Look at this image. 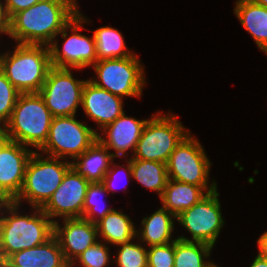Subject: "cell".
I'll use <instances>...</instances> for the list:
<instances>
[{
  "instance_id": "1",
  "label": "cell",
  "mask_w": 267,
  "mask_h": 267,
  "mask_svg": "<svg viewBox=\"0 0 267 267\" xmlns=\"http://www.w3.org/2000/svg\"><path fill=\"white\" fill-rule=\"evenodd\" d=\"M78 13L77 0H42L10 19L9 36L18 44L50 45L65 39L68 23Z\"/></svg>"
},
{
  "instance_id": "2",
  "label": "cell",
  "mask_w": 267,
  "mask_h": 267,
  "mask_svg": "<svg viewBox=\"0 0 267 267\" xmlns=\"http://www.w3.org/2000/svg\"><path fill=\"white\" fill-rule=\"evenodd\" d=\"M18 207L19 205L12 201L2 211L0 259L8 258L15 252L42 245L54 236V220H51L40 208H33L35 212L31 215H20ZM5 212L6 216H3Z\"/></svg>"
},
{
  "instance_id": "3",
  "label": "cell",
  "mask_w": 267,
  "mask_h": 267,
  "mask_svg": "<svg viewBox=\"0 0 267 267\" xmlns=\"http://www.w3.org/2000/svg\"><path fill=\"white\" fill-rule=\"evenodd\" d=\"M11 52L0 55V69L20 93H39L52 67L49 46L17 44Z\"/></svg>"
},
{
  "instance_id": "4",
  "label": "cell",
  "mask_w": 267,
  "mask_h": 267,
  "mask_svg": "<svg viewBox=\"0 0 267 267\" xmlns=\"http://www.w3.org/2000/svg\"><path fill=\"white\" fill-rule=\"evenodd\" d=\"M52 118L39 93H20L4 127L11 141L39 150L48 139Z\"/></svg>"
},
{
  "instance_id": "5",
  "label": "cell",
  "mask_w": 267,
  "mask_h": 267,
  "mask_svg": "<svg viewBox=\"0 0 267 267\" xmlns=\"http://www.w3.org/2000/svg\"><path fill=\"white\" fill-rule=\"evenodd\" d=\"M42 158L40 153L34 151L27 163L22 188L13 201L19 206L21 201L26 200L32 208L41 209L61 185L65 173L71 167V161H59V158L48 155Z\"/></svg>"
},
{
  "instance_id": "6",
  "label": "cell",
  "mask_w": 267,
  "mask_h": 267,
  "mask_svg": "<svg viewBox=\"0 0 267 267\" xmlns=\"http://www.w3.org/2000/svg\"><path fill=\"white\" fill-rule=\"evenodd\" d=\"M189 133L173 113L162 115L158 111L147 121L132 157L166 164L171 153Z\"/></svg>"
},
{
  "instance_id": "7",
  "label": "cell",
  "mask_w": 267,
  "mask_h": 267,
  "mask_svg": "<svg viewBox=\"0 0 267 267\" xmlns=\"http://www.w3.org/2000/svg\"><path fill=\"white\" fill-rule=\"evenodd\" d=\"M135 54L130 57L97 60L92 66L97 79L95 86L120 97H140L145 86L144 66Z\"/></svg>"
},
{
  "instance_id": "8",
  "label": "cell",
  "mask_w": 267,
  "mask_h": 267,
  "mask_svg": "<svg viewBox=\"0 0 267 267\" xmlns=\"http://www.w3.org/2000/svg\"><path fill=\"white\" fill-rule=\"evenodd\" d=\"M211 162L201 144L189 133L174 149L166 163L169 179L203 187L208 193L217 189L209 183Z\"/></svg>"
},
{
  "instance_id": "9",
  "label": "cell",
  "mask_w": 267,
  "mask_h": 267,
  "mask_svg": "<svg viewBox=\"0 0 267 267\" xmlns=\"http://www.w3.org/2000/svg\"><path fill=\"white\" fill-rule=\"evenodd\" d=\"M97 140V132L74 116L53 117L47 141L39 149L48 156L73 160Z\"/></svg>"
},
{
  "instance_id": "10",
  "label": "cell",
  "mask_w": 267,
  "mask_h": 267,
  "mask_svg": "<svg viewBox=\"0 0 267 267\" xmlns=\"http://www.w3.org/2000/svg\"><path fill=\"white\" fill-rule=\"evenodd\" d=\"M218 196L219 192L216 189L176 217V221L192 235V239L185 236H179L178 239L203 242L214 247L225 223Z\"/></svg>"
},
{
  "instance_id": "11",
  "label": "cell",
  "mask_w": 267,
  "mask_h": 267,
  "mask_svg": "<svg viewBox=\"0 0 267 267\" xmlns=\"http://www.w3.org/2000/svg\"><path fill=\"white\" fill-rule=\"evenodd\" d=\"M69 68L51 67L39 94L53 117L74 116L87 80L75 79Z\"/></svg>"
},
{
  "instance_id": "12",
  "label": "cell",
  "mask_w": 267,
  "mask_h": 267,
  "mask_svg": "<svg viewBox=\"0 0 267 267\" xmlns=\"http://www.w3.org/2000/svg\"><path fill=\"white\" fill-rule=\"evenodd\" d=\"M87 20L78 9L77 15L68 23V29L71 30L72 35L65 39L62 51L56 40L50 43L49 51L53 67L81 70L96 63L98 59L94 36L90 38L80 33L83 27L81 24Z\"/></svg>"
},
{
  "instance_id": "13",
  "label": "cell",
  "mask_w": 267,
  "mask_h": 267,
  "mask_svg": "<svg viewBox=\"0 0 267 267\" xmlns=\"http://www.w3.org/2000/svg\"><path fill=\"white\" fill-rule=\"evenodd\" d=\"M89 183L72 166L65 173L61 185L41 210L50 218H82Z\"/></svg>"
},
{
  "instance_id": "14",
  "label": "cell",
  "mask_w": 267,
  "mask_h": 267,
  "mask_svg": "<svg viewBox=\"0 0 267 267\" xmlns=\"http://www.w3.org/2000/svg\"><path fill=\"white\" fill-rule=\"evenodd\" d=\"M33 152L11 140L0 151V194L9 202L20 193L26 166Z\"/></svg>"
},
{
  "instance_id": "15",
  "label": "cell",
  "mask_w": 267,
  "mask_h": 267,
  "mask_svg": "<svg viewBox=\"0 0 267 267\" xmlns=\"http://www.w3.org/2000/svg\"><path fill=\"white\" fill-rule=\"evenodd\" d=\"M54 237L70 265L87 248L98 242L96 224L83 218H64L62 227L55 220Z\"/></svg>"
},
{
  "instance_id": "16",
  "label": "cell",
  "mask_w": 267,
  "mask_h": 267,
  "mask_svg": "<svg viewBox=\"0 0 267 267\" xmlns=\"http://www.w3.org/2000/svg\"><path fill=\"white\" fill-rule=\"evenodd\" d=\"M81 106L86 116L98 124L100 131L124 113L122 97L95 86L89 80L83 87Z\"/></svg>"
},
{
  "instance_id": "17",
  "label": "cell",
  "mask_w": 267,
  "mask_h": 267,
  "mask_svg": "<svg viewBox=\"0 0 267 267\" xmlns=\"http://www.w3.org/2000/svg\"><path fill=\"white\" fill-rule=\"evenodd\" d=\"M148 120H137L133 117L126 116L124 112L111 124L101 129L107 135V139L97 133V140L108 150L114 149L116 151L112 153L114 158L127 156L126 152L129 149H132L134 153Z\"/></svg>"
},
{
  "instance_id": "18",
  "label": "cell",
  "mask_w": 267,
  "mask_h": 267,
  "mask_svg": "<svg viewBox=\"0 0 267 267\" xmlns=\"http://www.w3.org/2000/svg\"><path fill=\"white\" fill-rule=\"evenodd\" d=\"M8 259L20 267H70L54 236L42 245L15 252Z\"/></svg>"
},
{
  "instance_id": "19",
  "label": "cell",
  "mask_w": 267,
  "mask_h": 267,
  "mask_svg": "<svg viewBox=\"0 0 267 267\" xmlns=\"http://www.w3.org/2000/svg\"><path fill=\"white\" fill-rule=\"evenodd\" d=\"M112 152L96 140L85 152L71 162L72 168L88 182H102L111 163Z\"/></svg>"
},
{
  "instance_id": "20",
  "label": "cell",
  "mask_w": 267,
  "mask_h": 267,
  "mask_svg": "<svg viewBox=\"0 0 267 267\" xmlns=\"http://www.w3.org/2000/svg\"><path fill=\"white\" fill-rule=\"evenodd\" d=\"M205 191L203 187L169 179L160 200L163 208L178 217L204 198L208 194Z\"/></svg>"
},
{
  "instance_id": "21",
  "label": "cell",
  "mask_w": 267,
  "mask_h": 267,
  "mask_svg": "<svg viewBox=\"0 0 267 267\" xmlns=\"http://www.w3.org/2000/svg\"><path fill=\"white\" fill-rule=\"evenodd\" d=\"M234 14L255 40L258 48L267 54V8L250 0H237Z\"/></svg>"
},
{
  "instance_id": "22",
  "label": "cell",
  "mask_w": 267,
  "mask_h": 267,
  "mask_svg": "<svg viewBox=\"0 0 267 267\" xmlns=\"http://www.w3.org/2000/svg\"><path fill=\"white\" fill-rule=\"evenodd\" d=\"M173 219L176 217L171 212L163 207L159 208L152 215L142 219V227L136 230V237L141 238V244L148 247L171 243L177 239H171L174 230Z\"/></svg>"
},
{
  "instance_id": "23",
  "label": "cell",
  "mask_w": 267,
  "mask_h": 267,
  "mask_svg": "<svg viewBox=\"0 0 267 267\" xmlns=\"http://www.w3.org/2000/svg\"><path fill=\"white\" fill-rule=\"evenodd\" d=\"M126 176L132 177L142 186L156 191L161 198L169 180L166 164L157 161L127 159Z\"/></svg>"
},
{
  "instance_id": "24",
  "label": "cell",
  "mask_w": 267,
  "mask_h": 267,
  "mask_svg": "<svg viewBox=\"0 0 267 267\" xmlns=\"http://www.w3.org/2000/svg\"><path fill=\"white\" fill-rule=\"evenodd\" d=\"M122 212L113 209L96 223L98 235L105 243L120 246L137 238L133 221Z\"/></svg>"
},
{
  "instance_id": "25",
  "label": "cell",
  "mask_w": 267,
  "mask_h": 267,
  "mask_svg": "<svg viewBox=\"0 0 267 267\" xmlns=\"http://www.w3.org/2000/svg\"><path fill=\"white\" fill-rule=\"evenodd\" d=\"M93 32L98 60L125 58L134 54L127 50L124 38L118 29L102 26Z\"/></svg>"
},
{
  "instance_id": "26",
  "label": "cell",
  "mask_w": 267,
  "mask_h": 267,
  "mask_svg": "<svg viewBox=\"0 0 267 267\" xmlns=\"http://www.w3.org/2000/svg\"><path fill=\"white\" fill-rule=\"evenodd\" d=\"M212 246L203 242L174 241V267H210L213 262L204 261L212 252Z\"/></svg>"
},
{
  "instance_id": "27",
  "label": "cell",
  "mask_w": 267,
  "mask_h": 267,
  "mask_svg": "<svg viewBox=\"0 0 267 267\" xmlns=\"http://www.w3.org/2000/svg\"><path fill=\"white\" fill-rule=\"evenodd\" d=\"M105 193L108 192L102 182L89 183L83 206V219L88 220L93 224H96L98 221L103 219L108 213L113 210V208H110L109 206L107 208L104 206V208H102L100 206L102 204V200H98L100 197H102V194Z\"/></svg>"
},
{
  "instance_id": "28",
  "label": "cell",
  "mask_w": 267,
  "mask_h": 267,
  "mask_svg": "<svg viewBox=\"0 0 267 267\" xmlns=\"http://www.w3.org/2000/svg\"><path fill=\"white\" fill-rule=\"evenodd\" d=\"M131 241L118 246L120 249L114 258L115 263L118 267H148L147 249Z\"/></svg>"
},
{
  "instance_id": "29",
  "label": "cell",
  "mask_w": 267,
  "mask_h": 267,
  "mask_svg": "<svg viewBox=\"0 0 267 267\" xmlns=\"http://www.w3.org/2000/svg\"><path fill=\"white\" fill-rule=\"evenodd\" d=\"M19 94L0 69V125L4 126L9 121Z\"/></svg>"
},
{
  "instance_id": "30",
  "label": "cell",
  "mask_w": 267,
  "mask_h": 267,
  "mask_svg": "<svg viewBox=\"0 0 267 267\" xmlns=\"http://www.w3.org/2000/svg\"><path fill=\"white\" fill-rule=\"evenodd\" d=\"M98 240L97 243L87 248L83 253H81L75 261L70 265V267L75 266L76 262L81 265V267H107L110 263L109 247L101 243Z\"/></svg>"
},
{
  "instance_id": "31",
  "label": "cell",
  "mask_w": 267,
  "mask_h": 267,
  "mask_svg": "<svg viewBox=\"0 0 267 267\" xmlns=\"http://www.w3.org/2000/svg\"><path fill=\"white\" fill-rule=\"evenodd\" d=\"M148 267H174V241L147 249Z\"/></svg>"
},
{
  "instance_id": "32",
  "label": "cell",
  "mask_w": 267,
  "mask_h": 267,
  "mask_svg": "<svg viewBox=\"0 0 267 267\" xmlns=\"http://www.w3.org/2000/svg\"><path fill=\"white\" fill-rule=\"evenodd\" d=\"M42 0H5V7L10 19L18 12L26 10Z\"/></svg>"
},
{
  "instance_id": "33",
  "label": "cell",
  "mask_w": 267,
  "mask_h": 267,
  "mask_svg": "<svg viewBox=\"0 0 267 267\" xmlns=\"http://www.w3.org/2000/svg\"><path fill=\"white\" fill-rule=\"evenodd\" d=\"M114 167H113V166ZM118 166H120V168L122 167V169L123 168H125L124 166H122V165H117L116 166V163L115 164H113V162L111 163V166H110V169L107 171V173H106V175H105V177L103 178V181H102V183L104 184V186H105V188H106V190H107V192H111L112 191V193H114V189L116 188V185L114 186L113 184H114V180L117 178V176L119 177V171L120 170H118L116 167H118ZM123 171V170H122ZM125 174V173H124ZM118 179V178H117Z\"/></svg>"
},
{
  "instance_id": "34",
  "label": "cell",
  "mask_w": 267,
  "mask_h": 267,
  "mask_svg": "<svg viewBox=\"0 0 267 267\" xmlns=\"http://www.w3.org/2000/svg\"><path fill=\"white\" fill-rule=\"evenodd\" d=\"M10 30V17L8 16L5 3L0 1V34H9Z\"/></svg>"
},
{
  "instance_id": "35",
  "label": "cell",
  "mask_w": 267,
  "mask_h": 267,
  "mask_svg": "<svg viewBox=\"0 0 267 267\" xmlns=\"http://www.w3.org/2000/svg\"><path fill=\"white\" fill-rule=\"evenodd\" d=\"M258 243V255L267 260V231L264 232L257 240Z\"/></svg>"
},
{
  "instance_id": "36",
  "label": "cell",
  "mask_w": 267,
  "mask_h": 267,
  "mask_svg": "<svg viewBox=\"0 0 267 267\" xmlns=\"http://www.w3.org/2000/svg\"><path fill=\"white\" fill-rule=\"evenodd\" d=\"M10 141V137L4 126L0 125V151Z\"/></svg>"
},
{
  "instance_id": "37",
  "label": "cell",
  "mask_w": 267,
  "mask_h": 267,
  "mask_svg": "<svg viewBox=\"0 0 267 267\" xmlns=\"http://www.w3.org/2000/svg\"><path fill=\"white\" fill-rule=\"evenodd\" d=\"M250 267H267V260L257 254Z\"/></svg>"
},
{
  "instance_id": "38",
  "label": "cell",
  "mask_w": 267,
  "mask_h": 267,
  "mask_svg": "<svg viewBox=\"0 0 267 267\" xmlns=\"http://www.w3.org/2000/svg\"><path fill=\"white\" fill-rule=\"evenodd\" d=\"M0 266L1 267H20L13 264L8 258L0 259Z\"/></svg>"
},
{
  "instance_id": "39",
  "label": "cell",
  "mask_w": 267,
  "mask_h": 267,
  "mask_svg": "<svg viewBox=\"0 0 267 267\" xmlns=\"http://www.w3.org/2000/svg\"><path fill=\"white\" fill-rule=\"evenodd\" d=\"M9 203V201L2 195L0 194V219H1V214H2V209Z\"/></svg>"
},
{
  "instance_id": "40",
  "label": "cell",
  "mask_w": 267,
  "mask_h": 267,
  "mask_svg": "<svg viewBox=\"0 0 267 267\" xmlns=\"http://www.w3.org/2000/svg\"><path fill=\"white\" fill-rule=\"evenodd\" d=\"M250 1L267 8V0H250Z\"/></svg>"
},
{
  "instance_id": "41",
  "label": "cell",
  "mask_w": 267,
  "mask_h": 267,
  "mask_svg": "<svg viewBox=\"0 0 267 267\" xmlns=\"http://www.w3.org/2000/svg\"><path fill=\"white\" fill-rule=\"evenodd\" d=\"M210 267H219L215 263H213Z\"/></svg>"
}]
</instances>
